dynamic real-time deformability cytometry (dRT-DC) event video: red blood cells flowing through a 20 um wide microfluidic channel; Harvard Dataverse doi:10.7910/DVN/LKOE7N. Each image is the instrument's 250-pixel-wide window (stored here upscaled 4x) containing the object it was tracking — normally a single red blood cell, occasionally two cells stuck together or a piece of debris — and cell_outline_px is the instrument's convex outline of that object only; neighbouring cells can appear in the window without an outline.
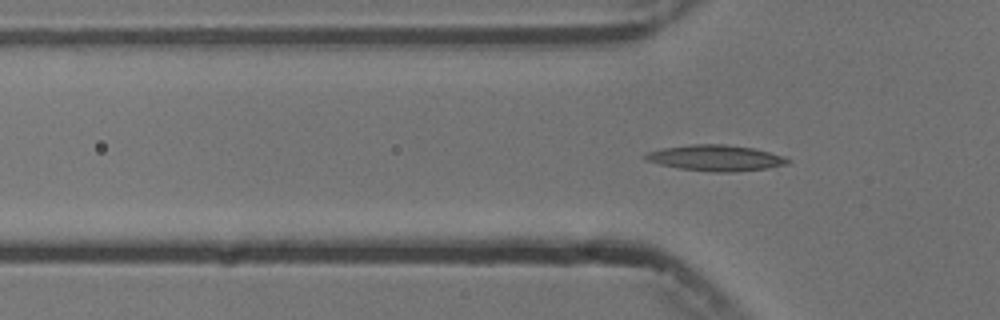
{"species": "common noctule bat (a hibernating species)", "species_latin": "Nyctalus noctula", "temperature_condition": "cold", "stored_images_in_passage": 3, "camera_frame_rate_fps": 3000, "um_per_image_px": 0.085, "animal": {"sex": "male", "body_mass_g": 13.3}, "frame": {"image": 1, "passage_image": 3, "time_ms": 3.333, "image_size_px": [1000, 320], "cell_outline_px": [[792, 160], [788, 164], [764, 168], [732, 172], [712, 172], [680, 168], [660, 164], [644, 160], [644, 156], [648, 152], [664, 148], [692, 144], [724, 144], [756, 148], [784, 156]], "centroid_in_image_um": [60.86, 13.42], "position_along_channel_um": 64.9, "area_um2": 21.39}}